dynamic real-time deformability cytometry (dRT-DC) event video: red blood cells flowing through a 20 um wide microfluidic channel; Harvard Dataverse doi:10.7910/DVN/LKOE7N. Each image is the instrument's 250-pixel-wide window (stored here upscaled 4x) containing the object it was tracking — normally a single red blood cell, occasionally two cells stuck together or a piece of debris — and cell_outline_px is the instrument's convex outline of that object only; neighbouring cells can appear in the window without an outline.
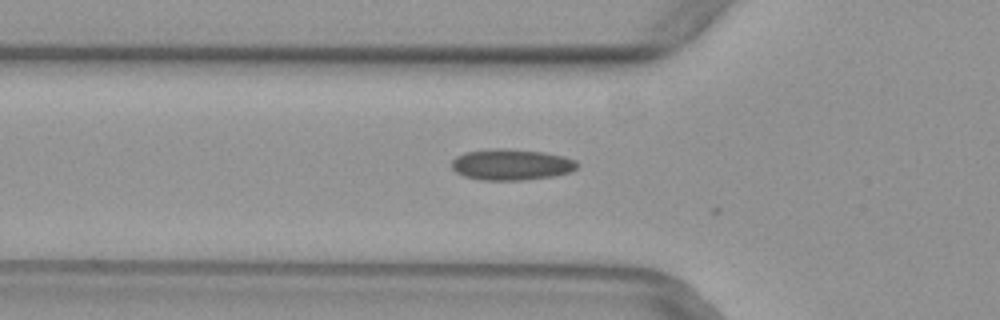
{"species": "common noctule bat (a hibernating species)", "species_latin": "Nyctalus noctula", "temperature_condition": "warm", "stored_images_in_passage": 6, "camera_frame_rate_fps": 3000, "um_per_image_px": 0.085, "animal": {"sex": "female", "body_mass_g": 29.2, "forearm_length_mm": 56.3}, "frame": {"image": 1, "passage_image": 5, "time_ms": 1.333, "image_size_px": [1000, 320], "cell_outline_px": [[576, 168], [568, 172], [552, 176], [520, 180], [480, 180], [464, 176], [456, 172], [452, 168], [452, 160], [456, 156], [464, 152], [496, 148], [508, 148], [544, 152], [564, 156], [576, 160]], "centroid_in_image_um": [43.42, 13.98], "position_along_channel_um": 82.4, "area_um2": 22.72}}